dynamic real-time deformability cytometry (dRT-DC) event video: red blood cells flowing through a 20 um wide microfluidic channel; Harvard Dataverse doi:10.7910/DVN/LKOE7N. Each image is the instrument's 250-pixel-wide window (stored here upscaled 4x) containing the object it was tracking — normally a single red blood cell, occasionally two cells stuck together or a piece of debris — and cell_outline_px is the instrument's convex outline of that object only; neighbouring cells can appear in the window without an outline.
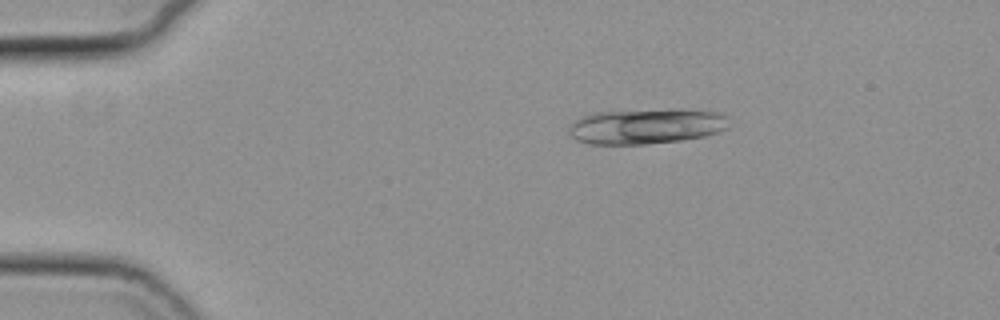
{"species": "common noctule bat (a hibernating species)", "species_latin": "Nyctalus noctula", "temperature_condition": "cold", "stored_images_in_passage": 55, "camera_frame_rate_fps": 3000, "um_per_image_px": 0.085, "animal": {"sex": "female", "body_mass_g": 19.3, "forearm_length_mm": 54.1}, "frame": {"image": 1, "passage_image": 10, "time_ms": 3.0, "image_size_px": [1000, 320], "cell_outline_px": [[728, 128], [720, 132], [704, 136], [680, 140], [644, 144], [588, 144], [576, 140], [568, 132], [568, 128], [580, 116], [596, 112], [716, 112], [728, 116]], "centroid_in_image_um": [54.86, 10.79], "position_along_channel_um": 30.1, "area_um2": 31.56}}
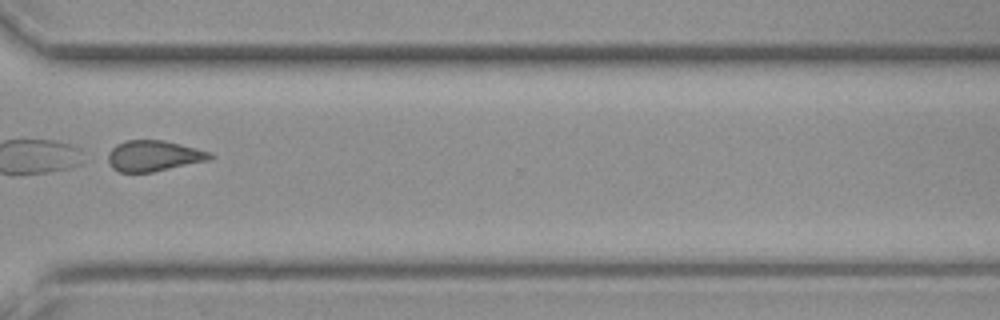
{"frame": {"image": 2, "passage_image": 42, "time_ms": 13.667, "image_size_px": [1000, 320], "cell_outline_px": [[216, 156], [212, 160], [152, 172], [120, 172], [112, 168], [108, 160], [108, 152], [116, 144], [124, 140], [164, 140], [212, 152]], "centroid_in_image_um": [13.11, 13.24], "position_along_channel_um": 357.5, "area_um2": 18.55}}